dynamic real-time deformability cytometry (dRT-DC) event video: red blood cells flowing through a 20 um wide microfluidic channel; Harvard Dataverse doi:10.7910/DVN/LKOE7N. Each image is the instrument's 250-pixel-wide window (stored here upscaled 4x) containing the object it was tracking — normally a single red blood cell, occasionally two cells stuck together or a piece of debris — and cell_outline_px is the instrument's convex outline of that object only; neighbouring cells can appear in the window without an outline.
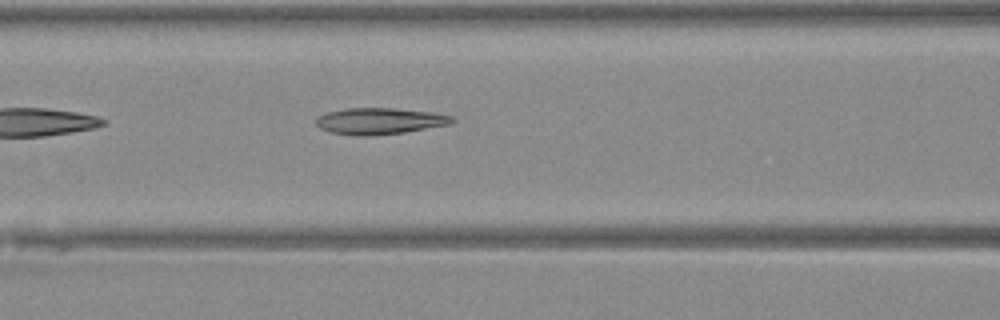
{"species": "Egyptian fruit bat (a non-hibernating species)", "species_latin": "Rousettus aegyptiacus", "temperature_condition": "warm", "stored_images_in_passage": 32, "camera_frame_rate_fps": 3000, "um_per_image_px": 0.085, "animal": {"sex": "female"}, "frame": {"image": 1, "passage_image": 5, "time_ms": 1.333, "image_size_px": [1000, 320], "cell_outline_px": [[456, 120], [452, 124], [404, 132], [368, 136], [356, 136], [328, 132], [320, 128], [316, 124], [316, 116], [328, 112], [344, 108], [396, 108], [432, 112], [452, 116]], "centroid_in_image_um": [32.25, 10.29], "position_along_channel_um": 134.3, "area_um2": 21.15}}
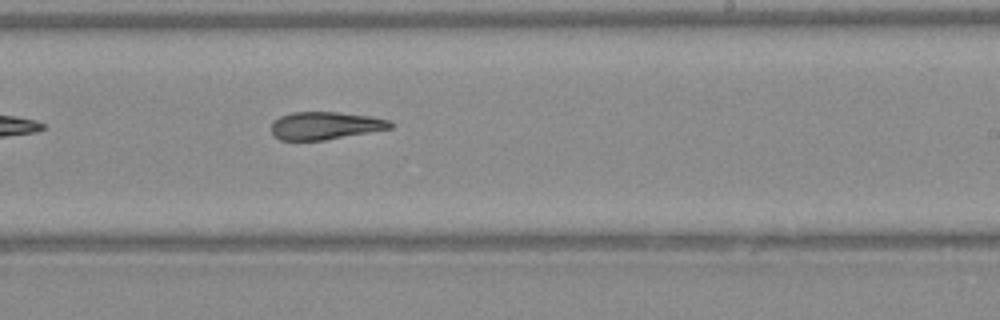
{"frame": {"image": 2, "passage_image": 14, "time_ms": 4.333, "image_size_px": [1000, 320], "cell_outline_px": [[396, 124], [392, 128], [324, 140], [280, 140], [272, 132], [272, 120], [280, 116], [292, 112], [336, 112], [372, 116], [388, 120]], "centroid_in_image_um": [27.66, 10.67], "position_along_channel_um": 261.3, "area_um2": 19.19}}
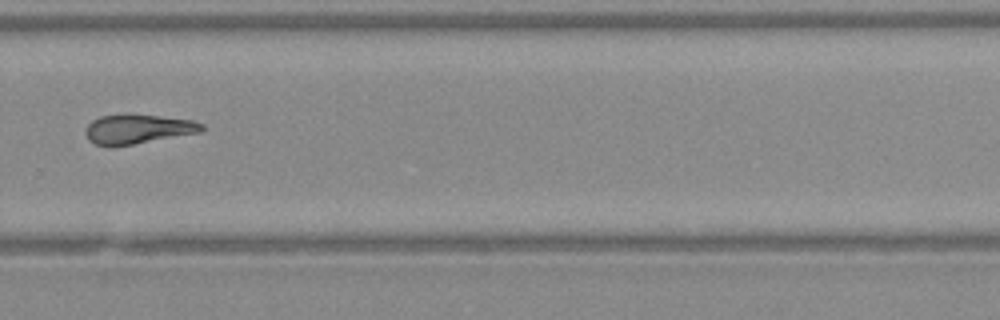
{"frame": {"image": 3, "passage_image": 18, "time_ms": 5.667, "image_size_px": [1000, 320], "cell_outline_px": [[204, 128], [200, 132], [112, 148], [108, 148], [96, 144], [88, 140], [84, 132], [88, 124], [92, 120], [100, 116], [160, 116], [192, 120], [204, 124]], "centroid_in_image_um": [11.68, 11.01], "position_along_channel_um": 318.1, "area_um2": 19.65}}